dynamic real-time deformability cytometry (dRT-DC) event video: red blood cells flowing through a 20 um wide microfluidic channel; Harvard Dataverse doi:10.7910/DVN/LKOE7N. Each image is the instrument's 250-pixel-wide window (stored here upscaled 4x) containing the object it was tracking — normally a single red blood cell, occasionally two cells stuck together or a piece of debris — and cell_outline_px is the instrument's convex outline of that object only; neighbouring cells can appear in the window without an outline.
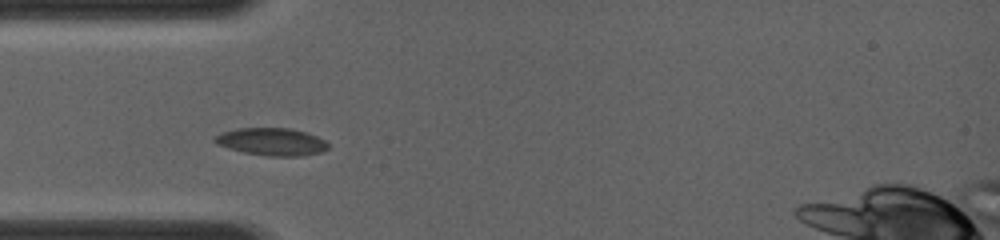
{"species": "common noctule bat (a hibernating species)", "species_latin": "Nyctalus noctula", "temperature_condition": "room temperature", "stored_images_in_passage": 4, "camera_frame_rate_fps": 4000, "um_per_image_px": 0.085, "animal": {"sex": "female", "body_mass_g": 19.0, "forearm_length_mm": 56.7}, "frame": {"image": 1, "passage_image": 1, "time_ms": 0.0, "image_size_px": [1000, 240], "cell_outline_px": [[328, 148], [320, 152], [300, 156], [268, 156], [244, 152], [228, 148], [216, 144], [212, 140], [212, 136], [224, 132], [240, 128], [288, 128], [308, 132], [324, 140], [328, 144]], "centroid_in_image_um": [23.07, 12.04], "position_along_channel_um": 61.9, "area_um2": 18.15}}
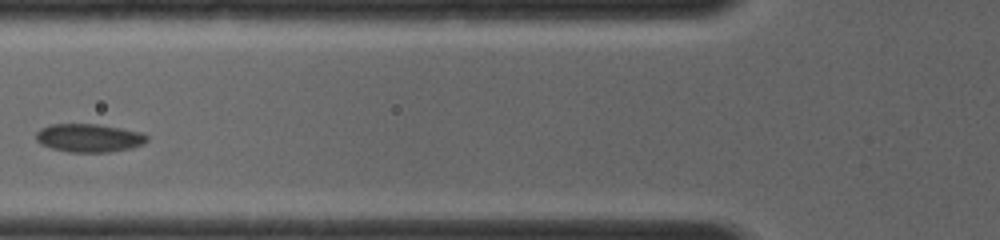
{"frame": {"image": 2, "passage_image": 3, "time_ms": 1.25, "image_size_px": [1000, 240], "cell_outline_px": [[148, 140], [144, 144], [132, 148], [108, 152], [68, 152], [52, 148], [40, 144], [36, 140], [36, 132], [40, 128], [48, 124], [96, 124], [120, 128], [140, 132], [148, 136]], "centroid_in_image_um": [7.55, 11.72], "position_along_channel_um": 118.3, "area_um2": 18.38}}